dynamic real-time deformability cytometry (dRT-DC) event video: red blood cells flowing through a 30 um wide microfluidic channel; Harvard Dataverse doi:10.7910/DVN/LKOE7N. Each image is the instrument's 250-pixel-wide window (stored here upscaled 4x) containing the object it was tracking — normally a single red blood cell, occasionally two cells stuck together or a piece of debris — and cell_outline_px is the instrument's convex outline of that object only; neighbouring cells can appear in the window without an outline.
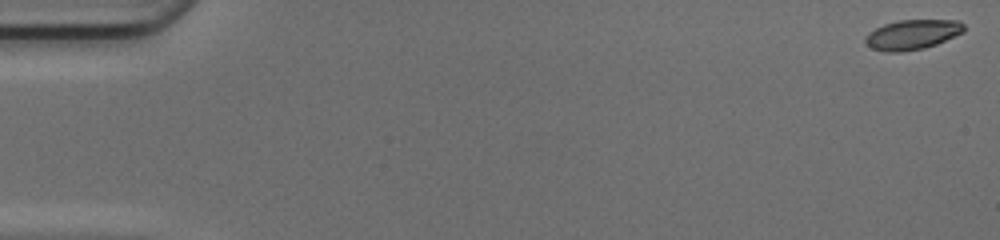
{"species": "common noctule bat (a hibernating species)", "species_latin": "Nyctalus noctula", "temperature_condition": "cold", "stored_images_in_passage": 50, "camera_frame_rate_fps": 3000, "um_per_image_px": 0.085, "animal": {"sex": "female", "body_mass_g": 17.0, "forearm_length_mm": 48.0}, "frame": {"image": 1, "passage_image": 1, "time_ms": 0.0, "image_size_px": [1000, 240], "cell_outline_px": [[964, 32], [936, 44], [924, 48], [900, 52], [884, 52], [872, 48], [864, 40], [864, 36], [868, 32], [884, 24], [900, 20], [960, 20], [964, 24]], "centroid_in_image_um": [77.54, 2.93], "position_along_channel_um": 7.5, "area_um2": 17.17}}
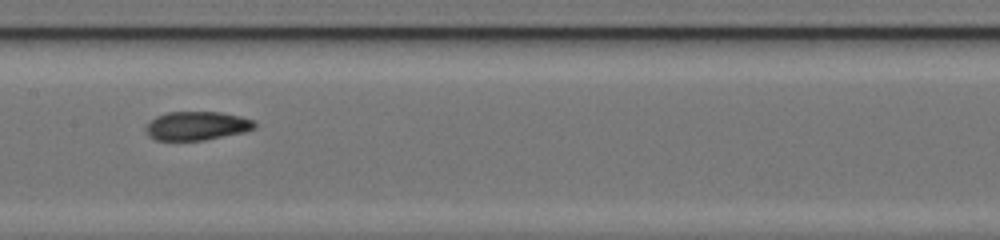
{"frame": {"image": 2, "passage_image": 26, "time_ms": 8.333, "image_size_px": [1000, 240], "cell_outline_px": [[256, 124], [252, 128], [244, 132], [204, 140], [156, 140], [148, 136], [144, 128], [156, 116], [168, 112], [220, 112], [240, 116], [252, 120]], "centroid_in_image_um": [16.69, 10.69], "position_along_channel_um": 190.7, "area_um2": 18.03}}
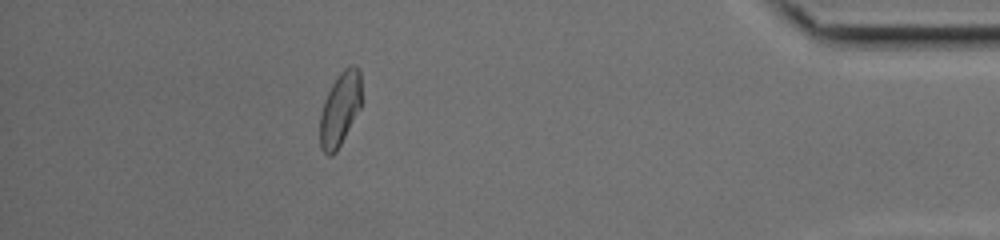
{"frame": {"image": 3, "passage_image": 45, "time_ms": 14.667, "image_size_px": [1000, 240], "cell_outline_px": [[360, 108], [336, 152], [332, 156], [328, 156], [324, 152], [320, 144], [320, 112], [324, 100], [336, 76], [344, 68], [352, 64], [356, 64], [360, 68]], "centroid_in_image_um": [28.89, 9.24], "position_along_channel_um": 406.3, "area_um2": 17.8}, "authors_computed_cell_mechanics": {"area_um2": 18.207, "velocity_mm_per_s": 4.182, "shape_relaxation_time_tau1_ms": 4.4368, "shape_relaxation_time_tau2_ms": 2.1083, "deformation_change_tau1": 0.1505, "deformation_change_tau2": 0.062}}